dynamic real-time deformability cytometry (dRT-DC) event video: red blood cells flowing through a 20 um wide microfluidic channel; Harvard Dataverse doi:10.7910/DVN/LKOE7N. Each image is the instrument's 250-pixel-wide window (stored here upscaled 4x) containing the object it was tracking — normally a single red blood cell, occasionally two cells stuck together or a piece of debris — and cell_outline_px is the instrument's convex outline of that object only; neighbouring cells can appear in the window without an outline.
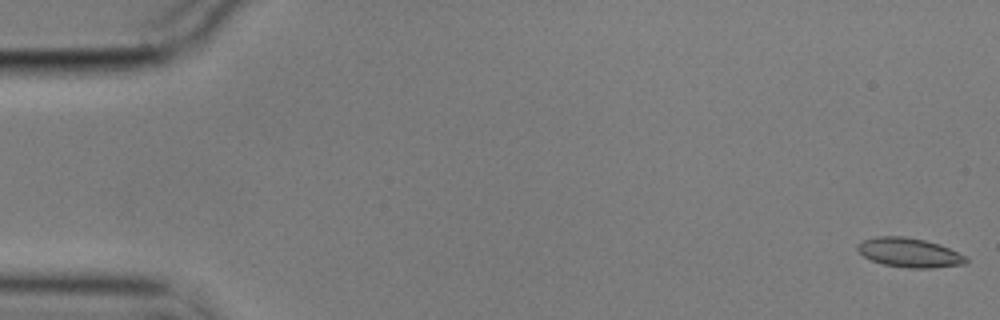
{"species": "common noctule bat (a hibernating species)", "species_latin": "Nyctalus noctula", "temperature_condition": "cold", "stored_images_in_passage": 56, "camera_frame_rate_fps": 3000, "um_per_image_px": 0.085, "animal": {"sex": "male", "body_mass_g": 17.9}, "frame": {"image": 1, "passage_image": 1, "time_ms": 0.0, "image_size_px": [1000, 320], "cell_outline_px": [[968, 260], [964, 264], [932, 268], [908, 268], [884, 264], [872, 260], [864, 256], [856, 248], [856, 244], [864, 240], [876, 236], [904, 236], [924, 240], [940, 244], [968, 256]], "centroid_in_image_um": [77.32, 21.47], "position_along_channel_um": 7.7, "area_um2": 18.55}}
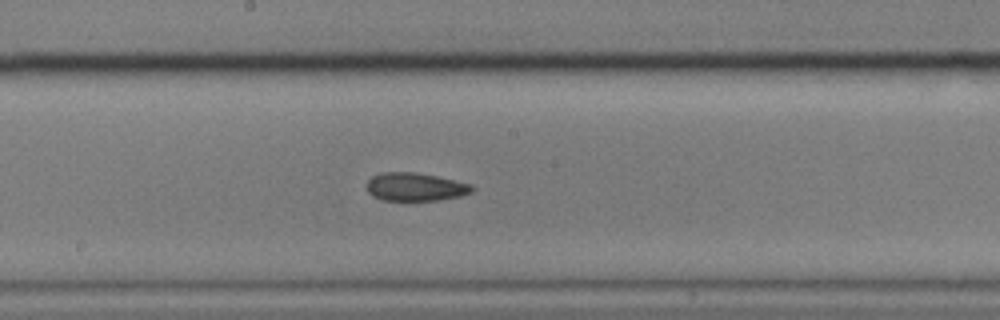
{"frame": {"image": 2, "passage_image": 30, "time_ms": 9.667, "image_size_px": [1000, 320], "cell_outline_px": [[476, 188], [472, 192], [460, 196], [440, 200], [380, 200], [372, 196], [368, 192], [368, 180], [372, 176], [380, 172], [412, 172], [436, 176], [472, 184]], "centroid_in_image_um": [35.31, 15.89], "position_along_channel_um": 212.9, "area_um2": 17.34}}
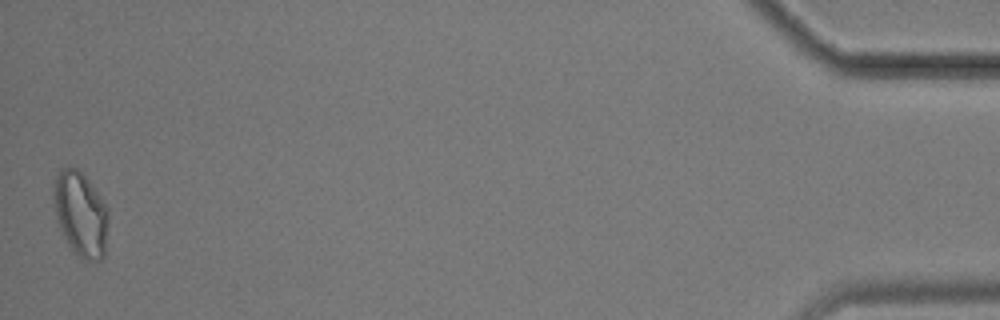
{"frame": {"image": 3, "passage_image": 56, "time_ms": 18.333, "image_size_px": [1000, 320], "cell_outline_px": [[108, 216], [104, 256], [100, 260], [88, 260], [72, 252], [56, 220], [52, 192], [52, 184], [60, 168], [76, 168], [88, 180], [108, 208]], "centroid_in_image_um": [6.82, 18.18], "position_along_channel_um": 428.4, "area_um2": 26.93}, "authors_computed_cell_mechanics": {"area_um2": 18.1781, "velocity_mm_per_s": 3.5227, "shape_relaxation_time_tau1_ms": null, "shape_relaxation_time_tau2_ms": 3.4007, "deformation_change_tau1": null, "deformation_change_tau2": 0.0915}}